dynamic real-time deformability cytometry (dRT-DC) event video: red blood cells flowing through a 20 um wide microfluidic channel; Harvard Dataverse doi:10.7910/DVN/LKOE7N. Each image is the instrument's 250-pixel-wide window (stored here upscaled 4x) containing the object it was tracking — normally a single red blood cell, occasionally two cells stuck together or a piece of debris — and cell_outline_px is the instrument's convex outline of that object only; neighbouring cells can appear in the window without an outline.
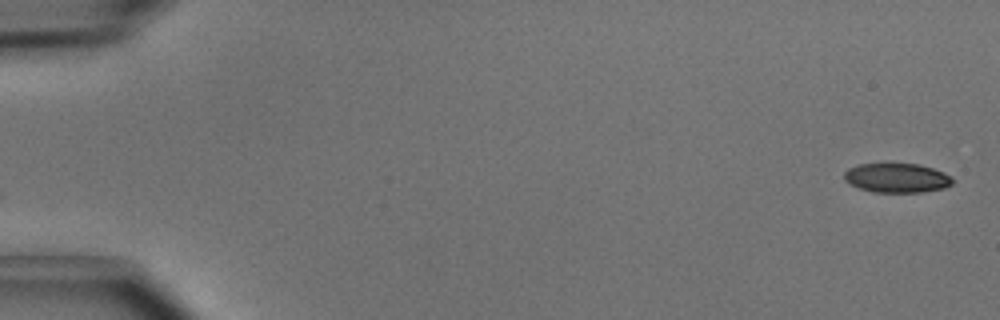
{"species": "common noctule bat (a hibernating species)", "species_latin": "Nyctalus noctula", "temperature_condition": "cold", "stored_images_in_passage": 50, "camera_frame_rate_fps": 3000, "um_per_image_px": 0.085, "animal": {"sex": "male", "body_mass_g": 15.6}, "frame": {"image": 1, "passage_image": 1, "time_ms": 0.0, "image_size_px": [1000, 320], "cell_outline_px": [[952, 184], [944, 188], [920, 192], [872, 192], [848, 184], [844, 180], [844, 172], [848, 168], [860, 164], [920, 164], [944, 172], [952, 176]], "centroid_in_image_um": [76.22, 15.12], "position_along_channel_um": 8.8, "area_um2": 18.55}}
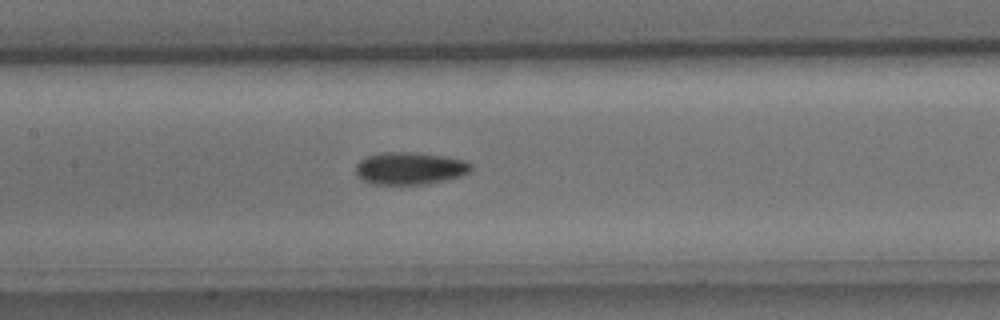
{"frame": {"image": 2, "passage_image": 24, "time_ms": 7.667, "image_size_px": [1000, 320], "cell_outline_px": [[472, 172], [460, 176], [444, 180], [424, 184], [372, 184], [360, 180], [356, 176], [356, 164], [360, 160], [368, 156], [388, 152], [416, 152], [444, 156], [468, 160], [472, 164]], "centroid_in_image_um": [34.86, 14.31], "position_along_channel_um": 172.5, "area_um2": 21.96}}
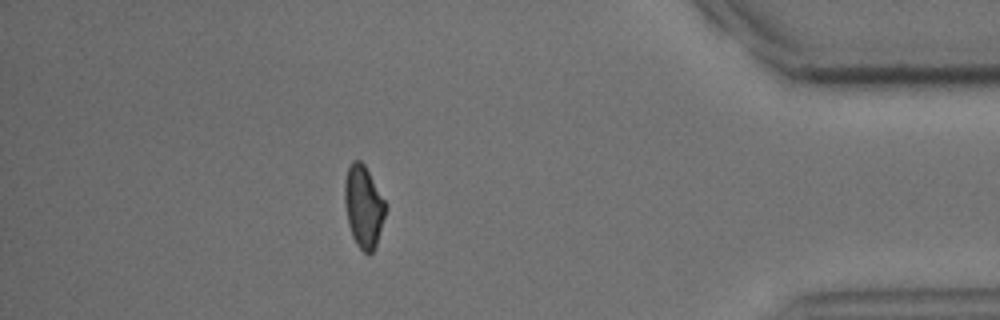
{"frame": {"image": 3, "passage_image": 44, "time_ms": 14.333, "image_size_px": [1000, 320], "cell_outline_px": [[388, 204], [376, 244], [372, 252], [368, 256], [356, 244], [352, 236], [348, 224], [344, 200], [344, 180], [348, 168], [352, 160], [360, 160], [364, 164]], "centroid_in_image_um": [30.9, 17.54], "position_along_channel_um": 404.3, "area_um2": 19.71}, "authors_computed_cell_mechanics": {"area_um2": 20.2878, "velocity_mm_per_s": 4.0473, "shape_relaxation_time_tau1_ms": 3.3938, "shape_relaxation_time_tau2_ms": null, "deformation_change_tau1": 0.1207, "deformation_change_tau2": null}}